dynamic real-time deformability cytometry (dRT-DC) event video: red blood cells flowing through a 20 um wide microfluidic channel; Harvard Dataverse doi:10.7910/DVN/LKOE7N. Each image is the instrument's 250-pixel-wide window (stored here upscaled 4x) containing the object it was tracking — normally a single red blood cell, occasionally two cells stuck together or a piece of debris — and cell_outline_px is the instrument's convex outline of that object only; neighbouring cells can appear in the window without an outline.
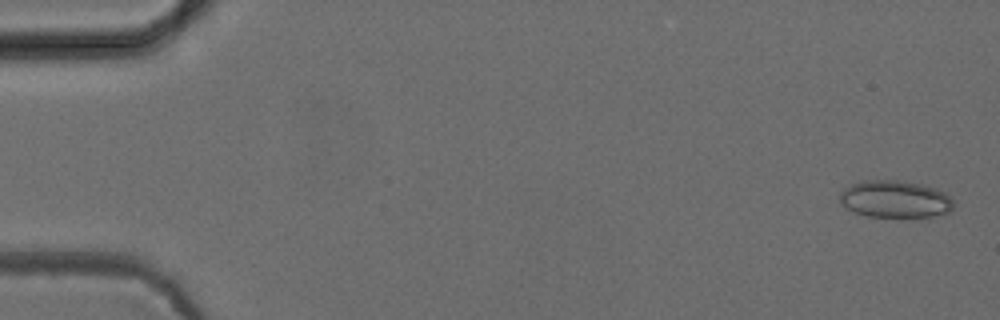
{"species": "common noctule bat (a hibernating species)", "species_latin": "Nyctalus noctula", "temperature_condition": "cold", "stored_images_in_passage": 52, "camera_frame_rate_fps": 3000, "um_per_image_px": 0.085, "animal": {"sex": "female", "body_mass_g": 24.6, "forearm_length_mm": 56.2}, "frame": {"image": 1, "passage_image": 2, "time_ms": 0.333, "image_size_px": [1000, 320], "cell_outline_px": [[952, 208], [948, 212], [932, 216], [868, 216], [856, 212], [840, 204], [840, 192], [844, 188], [860, 180], [896, 180], [924, 184], [936, 188], [944, 192], [952, 200]], "centroid_in_image_um": [76.05, 16.9], "position_along_channel_um": 8.9, "area_um2": 24.45}}
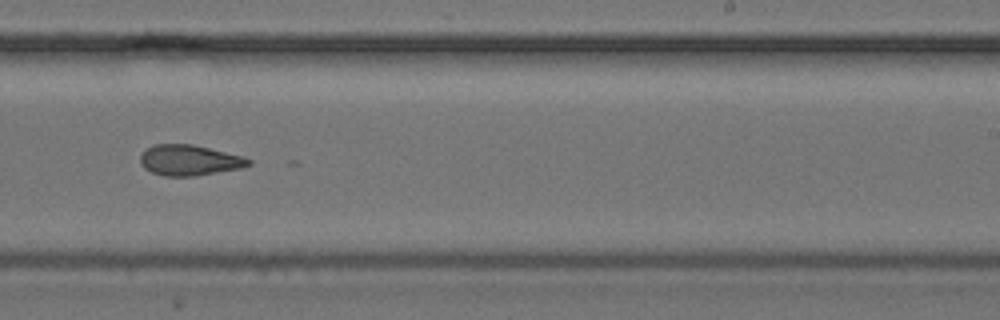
{"frame": {"image": 2, "passage_image": 33, "time_ms": 10.667, "image_size_px": [1000, 320], "cell_outline_px": [[252, 164], [240, 168], [196, 176], [164, 176], [152, 172], [144, 168], [140, 164], [140, 156], [152, 144], [192, 144], [244, 156], [252, 160]], "centroid_in_image_um": [16.11, 13.62], "position_along_channel_um": 272.9, "area_um2": 19.36}}
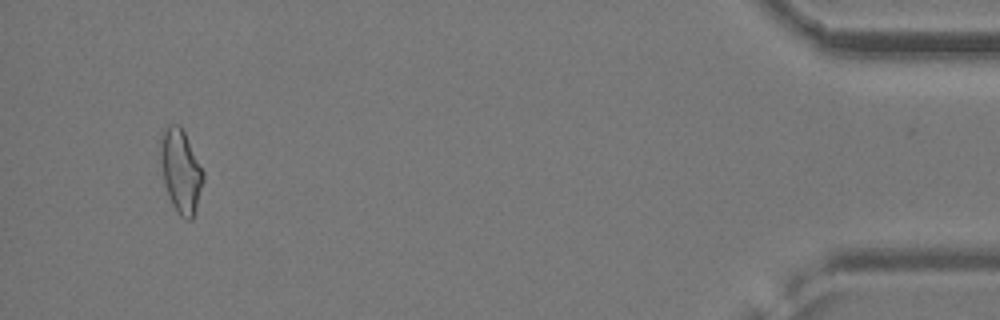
{"frame": {"image": 3, "passage_image": 50, "time_ms": 16.333, "image_size_px": [1000, 320], "cell_outline_px": [[204, 180], [196, 208], [192, 220], [188, 220], [180, 216], [172, 204], [168, 196], [164, 184], [160, 160], [160, 132], [168, 124], [180, 124], [204, 172]], "centroid_in_image_um": [15.34, 14.51], "position_along_channel_um": 419.9, "area_um2": 20.92}, "authors_computed_cell_mechanics": {"area_um2": 20.0277, "velocity_mm_per_s": 3.9363, "shape_relaxation_time_tau1_ms": null, "shape_relaxation_time_tau2_ms": 6.5265, "deformation_change_tau1": null, "deformation_change_tau2": 0.1708}}